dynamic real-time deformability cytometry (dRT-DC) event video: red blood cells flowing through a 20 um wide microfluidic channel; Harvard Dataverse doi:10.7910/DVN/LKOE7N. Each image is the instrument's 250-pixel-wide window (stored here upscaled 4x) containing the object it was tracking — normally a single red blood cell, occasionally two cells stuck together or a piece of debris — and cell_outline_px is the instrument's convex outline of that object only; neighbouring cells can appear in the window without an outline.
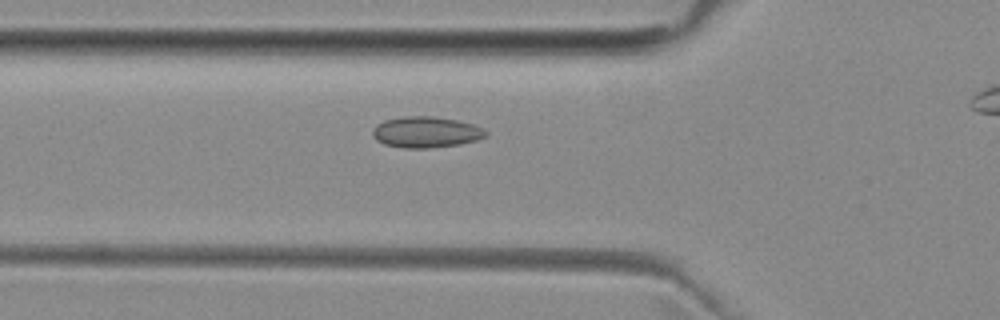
{"species": "common noctule bat (a hibernating species)", "species_latin": "Nyctalus noctula", "temperature_condition": "room temperature", "stored_images_in_passage": 5, "camera_frame_rate_fps": 3000, "um_per_image_px": 0.085, "animal": {"sex": "female", "body_mass_g": 29.2, "forearm_length_mm": 56.3}, "frame": {"image": 1, "passage_image": 4, "time_ms": 5.667, "image_size_px": [1000, 320], "cell_outline_px": [[488, 136], [476, 140], [460, 144], [428, 148], [404, 148], [384, 144], [376, 140], [372, 136], [372, 128], [376, 124], [384, 120], [404, 116], [432, 116], [456, 120], [472, 124], [484, 128], [488, 132]], "centroid_in_image_um": [36.19, 11.23], "position_along_channel_um": 89.6, "area_um2": 20.63}}